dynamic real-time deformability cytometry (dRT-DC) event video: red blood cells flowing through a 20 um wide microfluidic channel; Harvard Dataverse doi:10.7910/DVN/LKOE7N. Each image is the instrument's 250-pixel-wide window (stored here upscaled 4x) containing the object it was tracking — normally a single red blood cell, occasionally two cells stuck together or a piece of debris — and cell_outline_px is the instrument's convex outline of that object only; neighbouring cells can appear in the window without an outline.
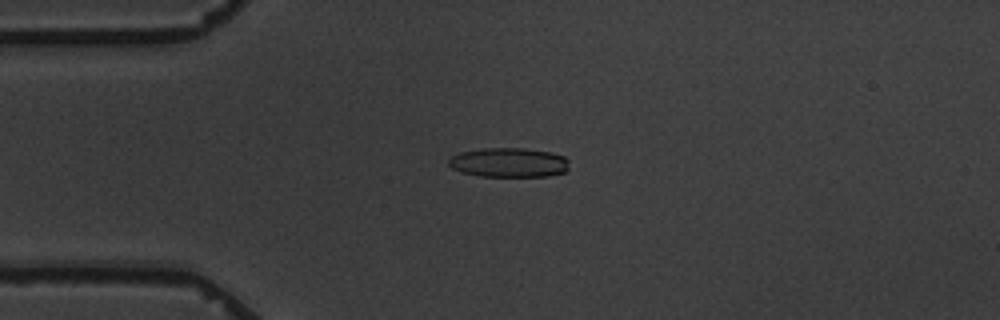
{"species": "common noctule bat (a hibernating species)", "species_latin": "Nyctalus noctula", "temperature_condition": "warm", "stored_images_in_passage": 6, "camera_frame_rate_fps": 3000, "um_per_image_px": 0.085, "animal": {"sex": "male", "body_mass_g": 19.5, "forearm_length_mm": 54.6}, "frame": {"image": 1, "passage_image": 2, "time_ms": 1.0, "image_size_px": [1000, 320], "cell_outline_px": [[568, 168], [564, 172], [548, 176], [480, 176], [460, 172], [452, 168], [448, 164], [448, 160], [452, 156], [460, 152], [484, 148], [524, 148], [552, 152], [564, 156], [568, 160]], "centroid_in_image_um": [43.25, 13.81], "position_along_channel_um": 41.8, "area_um2": 20.75}}
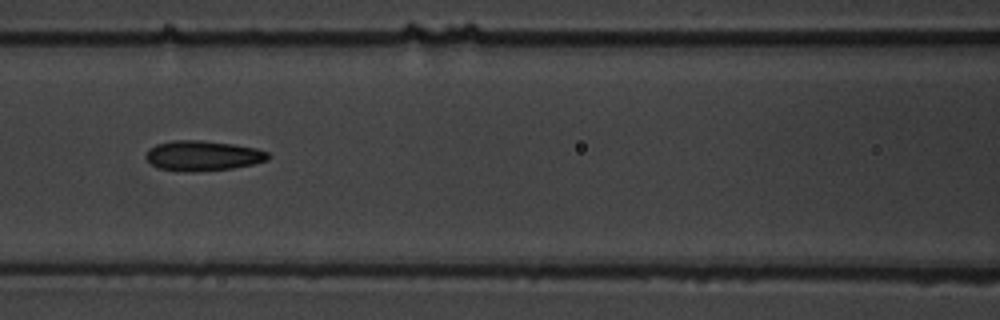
{"frame": {"image": 2, "passage_image": 5, "time_ms": 4.667, "image_size_px": [1000, 320], "cell_outline_px": [[268, 160], [252, 164], [232, 168], [160, 168], [152, 164], [144, 156], [156, 144], [172, 140], [200, 140], [232, 144], [256, 148], [268, 152]], "centroid_in_image_um": [17.28, 13.17], "position_along_channel_um": 149.3, "area_um2": 20.06}}
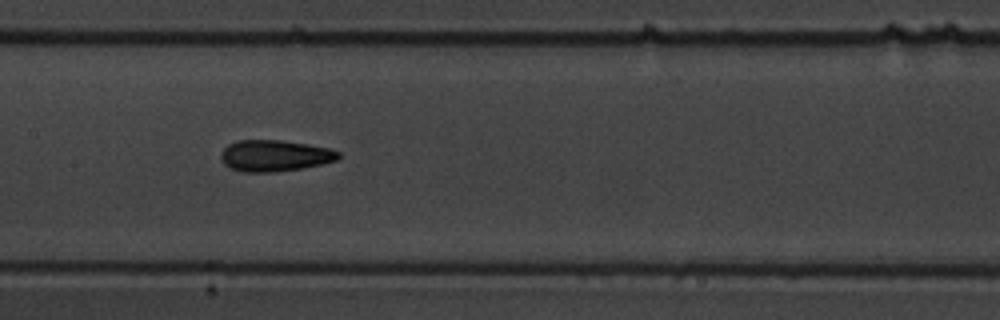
{"frame": {"image": 3, "passage_image": 6, "time_ms": 5.667, "image_size_px": [1000, 320], "cell_outline_px": [[340, 156], [336, 160], [324, 164], [300, 168], [272, 172], [244, 172], [232, 168], [224, 164], [220, 156], [220, 152], [228, 144], [236, 140], [280, 140], [308, 144], [328, 148], [340, 152]], "centroid_in_image_um": [23.34, 13.22], "position_along_channel_um": 184.1, "area_um2": 21.44}}